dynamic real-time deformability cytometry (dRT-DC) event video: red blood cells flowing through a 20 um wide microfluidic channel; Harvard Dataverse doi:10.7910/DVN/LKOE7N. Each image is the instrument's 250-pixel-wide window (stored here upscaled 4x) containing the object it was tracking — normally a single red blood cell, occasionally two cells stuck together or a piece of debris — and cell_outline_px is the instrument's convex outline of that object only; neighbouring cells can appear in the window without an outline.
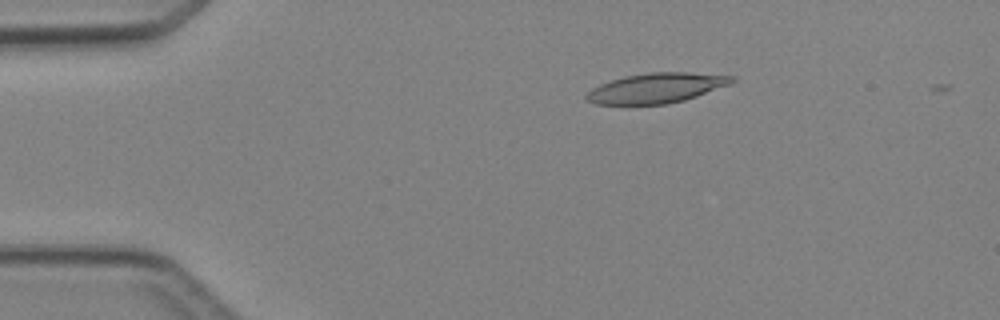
{"species": "Egyptian fruit bat (a non-hibernating species)", "species_latin": "Rousettus aegyptiacus", "temperature_condition": "cold", "stored_images_in_passage": 2, "camera_frame_rate_fps": 3000, "um_per_image_px": 0.085, "animal": {"sex": "female"}, "frame": {"image": 1, "passage_image": 1, "time_ms": 0.0, "image_size_px": [1000, 320], "cell_outline_px": [[736, 80], [728, 84], [696, 96], [684, 100], [668, 104], [596, 104], [588, 100], [584, 96], [592, 88], [600, 84], [624, 76], [648, 72], [688, 72], [732, 76]], "centroid_in_image_um": [55.76, 7.48], "position_along_channel_um": 29.2, "area_um2": 25.09}}